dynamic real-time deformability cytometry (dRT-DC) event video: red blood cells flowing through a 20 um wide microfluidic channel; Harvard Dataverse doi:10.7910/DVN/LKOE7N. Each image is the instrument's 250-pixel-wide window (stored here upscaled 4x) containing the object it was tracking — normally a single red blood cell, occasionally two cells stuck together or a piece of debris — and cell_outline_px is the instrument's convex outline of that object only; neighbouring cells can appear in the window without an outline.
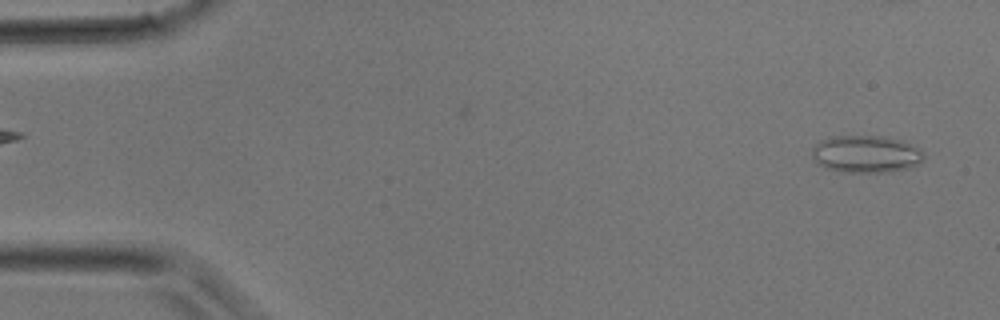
{"species": "common noctule bat (a hibernating species)", "species_latin": "Nyctalus noctula", "temperature_condition": "room temperature", "stored_images_in_passage": 9, "camera_frame_rate_fps": 3000, "um_per_image_px": 0.085, "animal": {"sex": "male", "body_mass_g": 17.9}, "frame": {"image": 1, "passage_image": 1, "time_ms": 0.0, "image_size_px": [1000, 320], "cell_outline_px": [[924, 160], [920, 164], [908, 168], [892, 172], [840, 172], [828, 168], [812, 160], [812, 148], [820, 140], [832, 136], [884, 136], [900, 140], [920, 148], [924, 156]], "centroid_in_image_um": [73.62, 13.1], "position_along_channel_um": 11.4, "area_um2": 24.51}}